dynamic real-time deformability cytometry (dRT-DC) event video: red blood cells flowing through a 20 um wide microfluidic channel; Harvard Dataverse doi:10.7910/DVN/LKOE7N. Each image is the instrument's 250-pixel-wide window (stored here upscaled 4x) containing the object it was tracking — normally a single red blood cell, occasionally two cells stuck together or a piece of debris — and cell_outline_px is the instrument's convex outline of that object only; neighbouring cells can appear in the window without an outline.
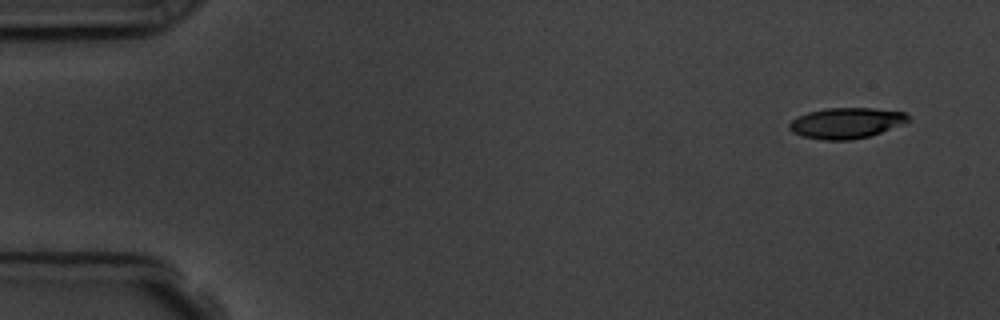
{"species": "common noctule bat (a hibernating species)", "species_latin": "Nyctalus noctula", "temperature_condition": "room temperature", "stored_images_in_passage": 4, "segment_of_instrument_passage": [2, 2], "camera_frame_rate_fps": 3000, "um_per_image_px": 0.085, "animal": {"sex": "male", "body_mass_g": 19.5, "forearm_length_mm": 54.6}, "frame": {"image": 1, "passage_image": 4, "time_ms": 4.333, "image_size_px": [1000, 320], "cell_outline_px": [[912, 120], [904, 124], [868, 136], [852, 140], [824, 140], [804, 136], [792, 132], [788, 128], [788, 124], [796, 116], [808, 112], [828, 108], [872, 108], [904, 112]], "centroid_in_image_um": [71.92, 10.45], "position_along_channel_um": 13.1, "area_um2": 21.27}}